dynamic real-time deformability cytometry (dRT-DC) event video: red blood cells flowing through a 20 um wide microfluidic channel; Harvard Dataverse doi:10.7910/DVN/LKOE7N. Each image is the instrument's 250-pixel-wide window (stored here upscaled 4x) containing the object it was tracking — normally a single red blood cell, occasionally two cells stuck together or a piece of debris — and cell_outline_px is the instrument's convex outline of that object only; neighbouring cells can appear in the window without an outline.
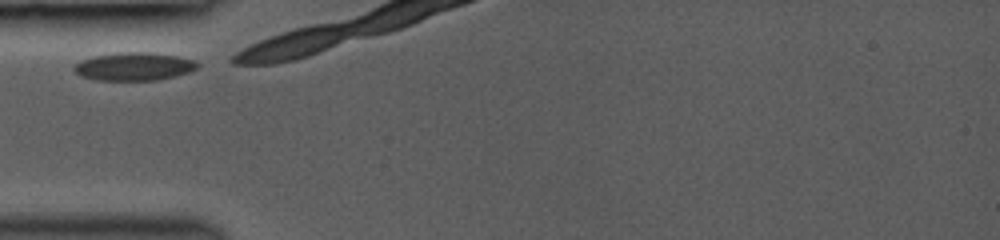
{"species": "common noctule bat (a hibernating species)", "species_latin": "Nyctalus noctula", "temperature_condition": "room temperature", "stored_images_in_passage": 4, "camera_frame_rate_fps": 3000, "um_per_image_px": 0.085, "animal": {"sex": "female", "body_mass_g": 19.0, "forearm_length_mm": 53.3}, "frame": {"image": 1, "passage_image": 1, "time_ms": 0.0, "image_size_px": [1000, 240], "cell_outline_px": [[200, 64], [196, 68], [188, 72], [176, 76], [156, 80], [96, 80], [80, 76], [72, 68], [80, 60], [92, 56], [120, 52], [152, 52], [176, 56], [196, 60]], "centroid_in_image_um": [11.38, 5.64], "position_along_channel_um": 73.6, "area_um2": 20.29}}